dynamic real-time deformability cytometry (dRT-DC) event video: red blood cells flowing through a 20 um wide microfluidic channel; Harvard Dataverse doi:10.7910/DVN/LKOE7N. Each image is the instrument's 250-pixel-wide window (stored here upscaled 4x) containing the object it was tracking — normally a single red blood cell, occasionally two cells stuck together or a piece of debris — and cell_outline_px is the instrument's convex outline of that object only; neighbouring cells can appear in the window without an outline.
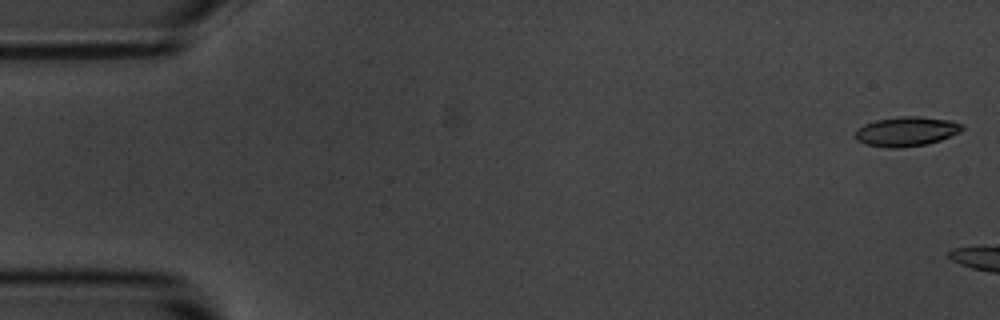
{"species": "common noctule bat (a hibernating species)", "species_latin": "Nyctalus noctula", "temperature_condition": "room temperature", "stored_images_in_passage": 5, "camera_frame_rate_fps": 3000, "um_per_image_px": 0.085, "animal": {"sex": "male", "body_mass_g": 20.1, "forearm_length_mm": 53.5}, "frame": {"image": 1, "passage_image": 1, "time_ms": 0.0, "image_size_px": [1000, 320], "cell_outline_px": [[964, 128], [960, 132], [940, 140], [928, 144], [896, 148], [888, 148], [868, 144], [856, 140], [856, 128], [864, 124], [876, 120], [900, 116], [920, 116], [952, 120], [964, 124]], "centroid_in_image_um": [77.08, 11.16], "position_along_channel_um": 7.9, "area_um2": 18.5}}